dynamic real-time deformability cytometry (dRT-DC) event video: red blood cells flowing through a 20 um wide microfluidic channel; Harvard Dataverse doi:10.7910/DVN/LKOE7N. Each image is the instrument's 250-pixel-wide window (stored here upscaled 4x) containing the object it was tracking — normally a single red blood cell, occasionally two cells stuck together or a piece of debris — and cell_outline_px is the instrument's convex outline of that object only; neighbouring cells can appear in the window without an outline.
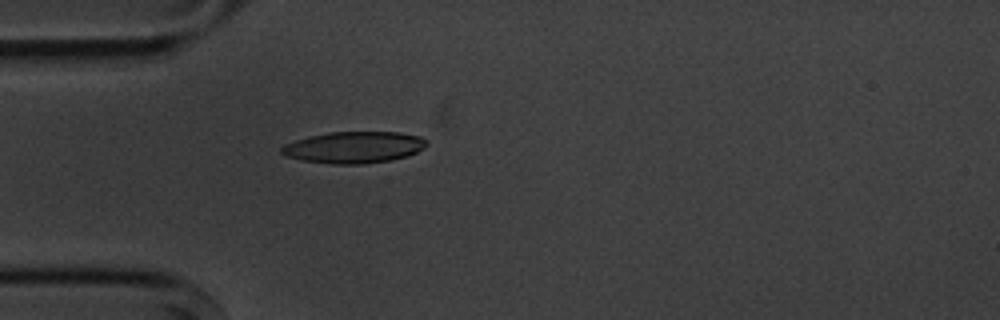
{"species": "common noctule bat (a hibernating species)", "species_latin": "Nyctalus noctula", "temperature_condition": "cold", "stored_images_in_passage": 2, "camera_frame_rate_fps": 3000, "um_per_image_px": 0.085, "animal": {"sex": "male", "body_mass_g": 20.1, "forearm_length_mm": 53.5}, "frame": {"image": 1, "passage_image": 2, "time_ms": 1.0, "image_size_px": [1000, 320], "cell_outline_px": [[428, 144], [424, 148], [408, 156], [388, 160], [364, 164], [332, 164], [300, 160], [284, 156], [280, 152], [280, 148], [284, 144], [308, 136], [328, 132], [396, 132], [420, 136], [428, 140]], "centroid_in_image_um": [30.06, 12.52], "position_along_channel_um": 54.9, "area_um2": 26.88}}